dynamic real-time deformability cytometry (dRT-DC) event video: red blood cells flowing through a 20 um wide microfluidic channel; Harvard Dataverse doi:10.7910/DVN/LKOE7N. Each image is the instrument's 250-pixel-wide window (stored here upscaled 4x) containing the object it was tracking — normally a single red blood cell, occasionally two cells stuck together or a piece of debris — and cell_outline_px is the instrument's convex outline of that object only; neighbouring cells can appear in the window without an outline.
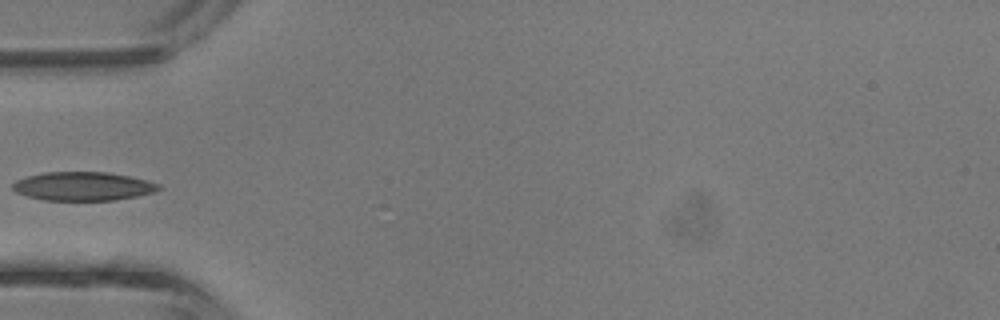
{"species": "common noctule bat (a hibernating species)", "species_latin": "Nyctalus noctula", "temperature_condition": "room temperature", "stored_images_in_passage": 4, "camera_frame_rate_fps": 3000, "um_per_image_px": 0.085, "animal": {"sex": "male", "body_mass_g": 13.3}, "frame": {"image": 1, "passage_image": 4, "time_ms": 1.0, "image_size_px": [1000, 320], "cell_outline_px": [[160, 188], [156, 192], [116, 200], [44, 200], [28, 196], [16, 192], [12, 188], [12, 184], [16, 180], [28, 176], [44, 172], [108, 172], [128, 176], [160, 184]], "centroid_in_image_um": [7.05, 15.83], "position_along_channel_um": 78.0, "area_um2": 24.28}}